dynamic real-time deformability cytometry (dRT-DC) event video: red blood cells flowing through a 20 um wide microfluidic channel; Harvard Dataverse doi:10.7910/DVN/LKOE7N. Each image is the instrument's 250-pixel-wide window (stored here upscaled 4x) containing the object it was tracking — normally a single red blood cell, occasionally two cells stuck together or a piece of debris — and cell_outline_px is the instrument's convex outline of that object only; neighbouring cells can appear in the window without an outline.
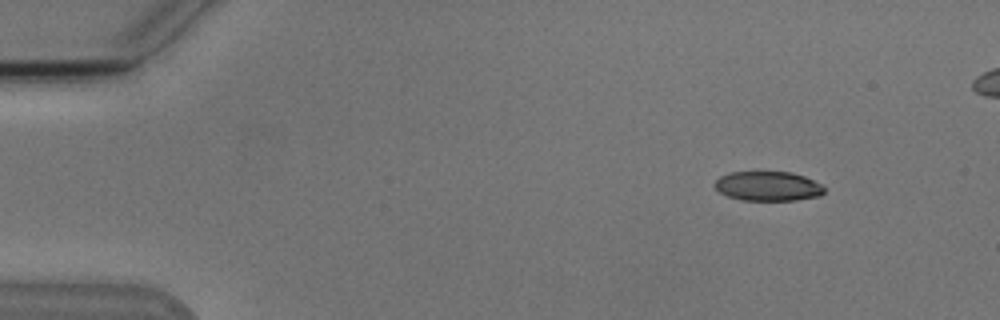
{"species": "Egyptian fruit bat (a non-hibernating species)", "species_latin": "Rousettus aegyptiacus", "temperature_condition": "cold", "stored_images_in_passage": 3, "camera_frame_rate_fps": 3000, "um_per_image_px": 0.085, "animal": {"sex": "male"}, "frame": {"image": 1, "passage_image": 1, "time_ms": 0.0, "image_size_px": [1000, 320], "cell_outline_px": [[824, 192], [820, 196], [796, 200], [744, 200], [728, 196], [720, 192], [712, 184], [720, 176], [732, 172], [792, 172], [804, 176], [820, 184], [824, 188]], "centroid_in_image_um": [65.27, 15.82], "position_along_channel_um": 19.7, "area_um2": 18.73}}
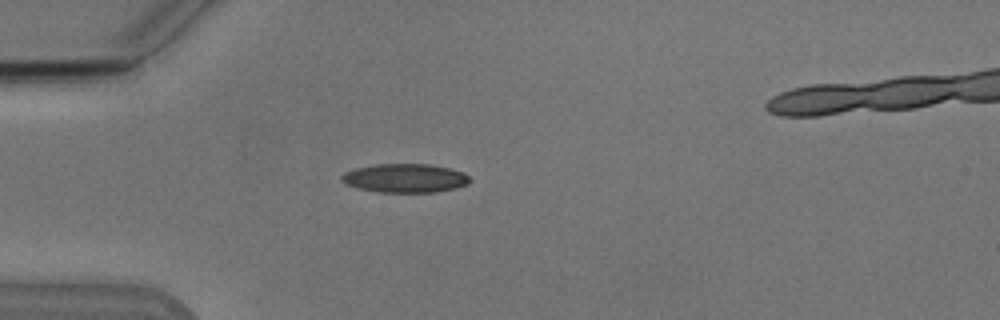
{"frame": {"image": 2, "passage_image": 3, "time_ms": 3.0, "image_size_px": [1000, 320], "cell_outline_px": [[472, 180], [468, 184], [456, 188], [436, 192], [380, 192], [360, 188], [348, 184], [340, 180], [340, 176], [344, 172], [356, 168], [376, 164], [428, 164], [448, 168], [464, 172]], "centroid_in_image_um": [34.45, 15.14], "position_along_channel_um": 50.5, "area_um2": 21.44}}